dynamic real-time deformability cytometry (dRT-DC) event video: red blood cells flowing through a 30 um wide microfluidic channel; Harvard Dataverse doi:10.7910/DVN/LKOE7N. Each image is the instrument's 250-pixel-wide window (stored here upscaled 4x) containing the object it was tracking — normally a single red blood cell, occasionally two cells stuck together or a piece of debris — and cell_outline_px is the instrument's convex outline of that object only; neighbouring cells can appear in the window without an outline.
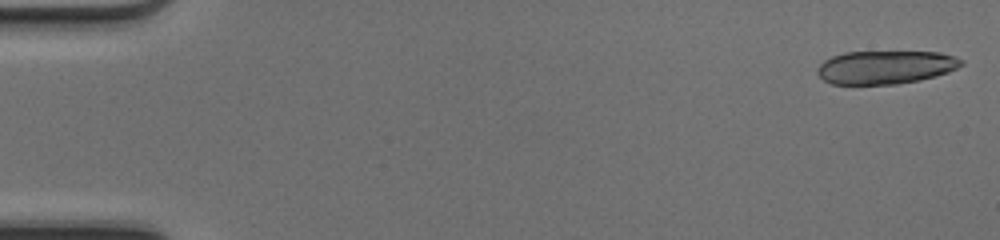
{"species": "common noctule bat (a hibernating species)", "species_latin": "Nyctalus noctula", "temperature_condition": "cold", "stored_images_in_passage": 11, "camera_frame_rate_fps": 3000, "um_per_image_px": 0.085, "animal": {"sex": "female", "body_mass_g": 17.0, "forearm_length_mm": 48.0}, "frame": {"image": 1, "passage_image": 1, "time_ms": 0.0, "image_size_px": [1000, 240], "cell_outline_px": [[964, 64], [948, 72], [936, 76], [920, 80], [896, 84], [832, 84], [824, 80], [816, 72], [816, 68], [824, 60], [832, 56], [844, 52], [940, 52], [964, 60]], "centroid_in_image_um": [75.26, 5.71], "position_along_channel_um": 9.7, "area_um2": 27.98}}